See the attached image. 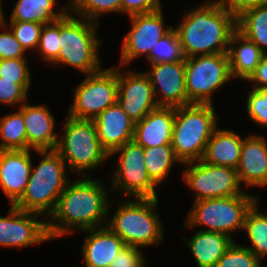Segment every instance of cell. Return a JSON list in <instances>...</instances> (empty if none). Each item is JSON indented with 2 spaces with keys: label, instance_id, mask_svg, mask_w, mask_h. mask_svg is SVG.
<instances>
[{
  "label": "cell",
  "instance_id": "cell-12",
  "mask_svg": "<svg viewBox=\"0 0 267 267\" xmlns=\"http://www.w3.org/2000/svg\"><path fill=\"white\" fill-rule=\"evenodd\" d=\"M185 165L188 166L183 173V180L195 192V201L244 193L235 168L216 166L203 160Z\"/></svg>",
  "mask_w": 267,
  "mask_h": 267
},
{
  "label": "cell",
  "instance_id": "cell-34",
  "mask_svg": "<svg viewBox=\"0 0 267 267\" xmlns=\"http://www.w3.org/2000/svg\"><path fill=\"white\" fill-rule=\"evenodd\" d=\"M234 241L215 267H261V260L256 257L246 246H241Z\"/></svg>",
  "mask_w": 267,
  "mask_h": 267
},
{
  "label": "cell",
  "instance_id": "cell-23",
  "mask_svg": "<svg viewBox=\"0 0 267 267\" xmlns=\"http://www.w3.org/2000/svg\"><path fill=\"white\" fill-rule=\"evenodd\" d=\"M243 139L232 130L216 128L206 145L202 160L216 166L237 168Z\"/></svg>",
  "mask_w": 267,
  "mask_h": 267
},
{
  "label": "cell",
  "instance_id": "cell-10",
  "mask_svg": "<svg viewBox=\"0 0 267 267\" xmlns=\"http://www.w3.org/2000/svg\"><path fill=\"white\" fill-rule=\"evenodd\" d=\"M85 77L73 90L74 99L67 114L71 118L93 120L117 102L118 68L101 69Z\"/></svg>",
  "mask_w": 267,
  "mask_h": 267
},
{
  "label": "cell",
  "instance_id": "cell-41",
  "mask_svg": "<svg viewBox=\"0 0 267 267\" xmlns=\"http://www.w3.org/2000/svg\"><path fill=\"white\" fill-rule=\"evenodd\" d=\"M160 0H122L121 13L133 16L159 10Z\"/></svg>",
  "mask_w": 267,
  "mask_h": 267
},
{
  "label": "cell",
  "instance_id": "cell-43",
  "mask_svg": "<svg viewBox=\"0 0 267 267\" xmlns=\"http://www.w3.org/2000/svg\"><path fill=\"white\" fill-rule=\"evenodd\" d=\"M247 81L254 84L252 89H267V55L262 58L255 72Z\"/></svg>",
  "mask_w": 267,
  "mask_h": 267
},
{
  "label": "cell",
  "instance_id": "cell-44",
  "mask_svg": "<svg viewBox=\"0 0 267 267\" xmlns=\"http://www.w3.org/2000/svg\"><path fill=\"white\" fill-rule=\"evenodd\" d=\"M4 19V14H3V11H2V3H1V0H0V20Z\"/></svg>",
  "mask_w": 267,
  "mask_h": 267
},
{
  "label": "cell",
  "instance_id": "cell-28",
  "mask_svg": "<svg viewBox=\"0 0 267 267\" xmlns=\"http://www.w3.org/2000/svg\"><path fill=\"white\" fill-rule=\"evenodd\" d=\"M144 162L151 180L158 186L164 181L172 165L180 161L175 156L171 144L144 148Z\"/></svg>",
  "mask_w": 267,
  "mask_h": 267
},
{
  "label": "cell",
  "instance_id": "cell-30",
  "mask_svg": "<svg viewBox=\"0 0 267 267\" xmlns=\"http://www.w3.org/2000/svg\"><path fill=\"white\" fill-rule=\"evenodd\" d=\"M0 150H27V134L21 110L0 119Z\"/></svg>",
  "mask_w": 267,
  "mask_h": 267
},
{
  "label": "cell",
  "instance_id": "cell-7",
  "mask_svg": "<svg viewBox=\"0 0 267 267\" xmlns=\"http://www.w3.org/2000/svg\"><path fill=\"white\" fill-rule=\"evenodd\" d=\"M65 121L64 135L59 138L56 151L71 173L86 177V170L102 165L109 155L100 144L93 120L67 116Z\"/></svg>",
  "mask_w": 267,
  "mask_h": 267
},
{
  "label": "cell",
  "instance_id": "cell-33",
  "mask_svg": "<svg viewBox=\"0 0 267 267\" xmlns=\"http://www.w3.org/2000/svg\"><path fill=\"white\" fill-rule=\"evenodd\" d=\"M60 19L49 24L43 25L40 34L39 45L37 48V53L41 59L47 61V63H52L58 65V53L60 50Z\"/></svg>",
  "mask_w": 267,
  "mask_h": 267
},
{
  "label": "cell",
  "instance_id": "cell-8",
  "mask_svg": "<svg viewBox=\"0 0 267 267\" xmlns=\"http://www.w3.org/2000/svg\"><path fill=\"white\" fill-rule=\"evenodd\" d=\"M258 196L243 194L194 201L185 227L205 226L204 231L218 232L231 236L232 232L243 229L247 212L257 202Z\"/></svg>",
  "mask_w": 267,
  "mask_h": 267
},
{
  "label": "cell",
  "instance_id": "cell-21",
  "mask_svg": "<svg viewBox=\"0 0 267 267\" xmlns=\"http://www.w3.org/2000/svg\"><path fill=\"white\" fill-rule=\"evenodd\" d=\"M175 107H158L135 123L133 140L143 148L171 144Z\"/></svg>",
  "mask_w": 267,
  "mask_h": 267
},
{
  "label": "cell",
  "instance_id": "cell-38",
  "mask_svg": "<svg viewBox=\"0 0 267 267\" xmlns=\"http://www.w3.org/2000/svg\"><path fill=\"white\" fill-rule=\"evenodd\" d=\"M6 19L0 20V27L4 32H0V60L25 58V50L15 38L12 30L7 26Z\"/></svg>",
  "mask_w": 267,
  "mask_h": 267
},
{
  "label": "cell",
  "instance_id": "cell-16",
  "mask_svg": "<svg viewBox=\"0 0 267 267\" xmlns=\"http://www.w3.org/2000/svg\"><path fill=\"white\" fill-rule=\"evenodd\" d=\"M150 65L151 70L145 73L150 78L158 106L177 108L188 105L185 85V59L172 63L162 62ZM157 91L161 92L159 94L162 97L157 95Z\"/></svg>",
  "mask_w": 267,
  "mask_h": 267
},
{
  "label": "cell",
  "instance_id": "cell-24",
  "mask_svg": "<svg viewBox=\"0 0 267 267\" xmlns=\"http://www.w3.org/2000/svg\"><path fill=\"white\" fill-rule=\"evenodd\" d=\"M236 44L239 46L236 47ZM264 56L263 51L238 30L232 34L229 42L228 57L233 78L248 80Z\"/></svg>",
  "mask_w": 267,
  "mask_h": 267
},
{
  "label": "cell",
  "instance_id": "cell-9",
  "mask_svg": "<svg viewBox=\"0 0 267 267\" xmlns=\"http://www.w3.org/2000/svg\"><path fill=\"white\" fill-rule=\"evenodd\" d=\"M232 78L228 53L185 58L189 104H213L212 93Z\"/></svg>",
  "mask_w": 267,
  "mask_h": 267
},
{
  "label": "cell",
  "instance_id": "cell-42",
  "mask_svg": "<svg viewBox=\"0 0 267 267\" xmlns=\"http://www.w3.org/2000/svg\"><path fill=\"white\" fill-rule=\"evenodd\" d=\"M221 7H224L234 16H239L246 9L266 3L267 0H215Z\"/></svg>",
  "mask_w": 267,
  "mask_h": 267
},
{
  "label": "cell",
  "instance_id": "cell-18",
  "mask_svg": "<svg viewBox=\"0 0 267 267\" xmlns=\"http://www.w3.org/2000/svg\"><path fill=\"white\" fill-rule=\"evenodd\" d=\"M102 148L110 155L134 138L135 123L116 102L93 119Z\"/></svg>",
  "mask_w": 267,
  "mask_h": 267
},
{
  "label": "cell",
  "instance_id": "cell-17",
  "mask_svg": "<svg viewBox=\"0 0 267 267\" xmlns=\"http://www.w3.org/2000/svg\"><path fill=\"white\" fill-rule=\"evenodd\" d=\"M31 149L0 150V186L10 205H14L24 194L30 178Z\"/></svg>",
  "mask_w": 267,
  "mask_h": 267
},
{
  "label": "cell",
  "instance_id": "cell-37",
  "mask_svg": "<svg viewBox=\"0 0 267 267\" xmlns=\"http://www.w3.org/2000/svg\"><path fill=\"white\" fill-rule=\"evenodd\" d=\"M246 110L255 124L267 127V89H252L247 97Z\"/></svg>",
  "mask_w": 267,
  "mask_h": 267
},
{
  "label": "cell",
  "instance_id": "cell-6",
  "mask_svg": "<svg viewBox=\"0 0 267 267\" xmlns=\"http://www.w3.org/2000/svg\"><path fill=\"white\" fill-rule=\"evenodd\" d=\"M98 23L67 13L60 19L58 65L75 67L84 74L100 71L98 56L102 41L97 37Z\"/></svg>",
  "mask_w": 267,
  "mask_h": 267
},
{
  "label": "cell",
  "instance_id": "cell-36",
  "mask_svg": "<svg viewBox=\"0 0 267 267\" xmlns=\"http://www.w3.org/2000/svg\"><path fill=\"white\" fill-rule=\"evenodd\" d=\"M30 84L31 80H1L0 77V104L20 107L27 101Z\"/></svg>",
  "mask_w": 267,
  "mask_h": 267
},
{
  "label": "cell",
  "instance_id": "cell-39",
  "mask_svg": "<svg viewBox=\"0 0 267 267\" xmlns=\"http://www.w3.org/2000/svg\"><path fill=\"white\" fill-rule=\"evenodd\" d=\"M26 58L1 59V80H31Z\"/></svg>",
  "mask_w": 267,
  "mask_h": 267
},
{
  "label": "cell",
  "instance_id": "cell-2",
  "mask_svg": "<svg viewBox=\"0 0 267 267\" xmlns=\"http://www.w3.org/2000/svg\"><path fill=\"white\" fill-rule=\"evenodd\" d=\"M174 28L185 58L228 53L232 34L237 30V17L215 0L205 1L189 10Z\"/></svg>",
  "mask_w": 267,
  "mask_h": 267
},
{
  "label": "cell",
  "instance_id": "cell-27",
  "mask_svg": "<svg viewBox=\"0 0 267 267\" xmlns=\"http://www.w3.org/2000/svg\"><path fill=\"white\" fill-rule=\"evenodd\" d=\"M237 30L267 55V2L246 9L237 16Z\"/></svg>",
  "mask_w": 267,
  "mask_h": 267
},
{
  "label": "cell",
  "instance_id": "cell-31",
  "mask_svg": "<svg viewBox=\"0 0 267 267\" xmlns=\"http://www.w3.org/2000/svg\"><path fill=\"white\" fill-rule=\"evenodd\" d=\"M122 0H70L69 14L99 23L97 20L104 13H121Z\"/></svg>",
  "mask_w": 267,
  "mask_h": 267
},
{
  "label": "cell",
  "instance_id": "cell-19",
  "mask_svg": "<svg viewBox=\"0 0 267 267\" xmlns=\"http://www.w3.org/2000/svg\"><path fill=\"white\" fill-rule=\"evenodd\" d=\"M19 109L23 113L27 134V149L35 151L56 150L58 135L55 134V117L45 105L23 103Z\"/></svg>",
  "mask_w": 267,
  "mask_h": 267
},
{
  "label": "cell",
  "instance_id": "cell-26",
  "mask_svg": "<svg viewBox=\"0 0 267 267\" xmlns=\"http://www.w3.org/2000/svg\"><path fill=\"white\" fill-rule=\"evenodd\" d=\"M57 0H18L11 13L10 21H30L43 25L53 23L68 13V7L62 6L56 12Z\"/></svg>",
  "mask_w": 267,
  "mask_h": 267
},
{
  "label": "cell",
  "instance_id": "cell-32",
  "mask_svg": "<svg viewBox=\"0 0 267 267\" xmlns=\"http://www.w3.org/2000/svg\"><path fill=\"white\" fill-rule=\"evenodd\" d=\"M146 59H148L150 64L162 62L172 63L185 59L177 32L174 28L156 43Z\"/></svg>",
  "mask_w": 267,
  "mask_h": 267
},
{
  "label": "cell",
  "instance_id": "cell-4",
  "mask_svg": "<svg viewBox=\"0 0 267 267\" xmlns=\"http://www.w3.org/2000/svg\"><path fill=\"white\" fill-rule=\"evenodd\" d=\"M213 104H189L176 108L171 145L181 164L202 160L207 142L217 128Z\"/></svg>",
  "mask_w": 267,
  "mask_h": 267
},
{
  "label": "cell",
  "instance_id": "cell-14",
  "mask_svg": "<svg viewBox=\"0 0 267 267\" xmlns=\"http://www.w3.org/2000/svg\"><path fill=\"white\" fill-rule=\"evenodd\" d=\"M10 208L7 216L0 217V246L22 248L50 239L47 221L37 220L42 215Z\"/></svg>",
  "mask_w": 267,
  "mask_h": 267
},
{
  "label": "cell",
  "instance_id": "cell-5",
  "mask_svg": "<svg viewBox=\"0 0 267 267\" xmlns=\"http://www.w3.org/2000/svg\"><path fill=\"white\" fill-rule=\"evenodd\" d=\"M121 203L107 226L127 246L148 247L162 242L163 226L156 213L158 198H135ZM156 207V208H155Z\"/></svg>",
  "mask_w": 267,
  "mask_h": 267
},
{
  "label": "cell",
  "instance_id": "cell-11",
  "mask_svg": "<svg viewBox=\"0 0 267 267\" xmlns=\"http://www.w3.org/2000/svg\"><path fill=\"white\" fill-rule=\"evenodd\" d=\"M118 153V166L112 175V190H119L122 195L135 198H158L156 187L149 177L145 162L144 148L134 140L115 149L109 158Z\"/></svg>",
  "mask_w": 267,
  "mask_h": 267
},
{
  "label": "cell",
  "instance_id": "cell-3",
  "mask_svg": "<svg viewBox=\"0 0 267 267\" xmlns=\"http://www.w3.org/2000/svg\"><path fill=\"white\" fill-rule=\"evenodd\" d=\"M43 156L40 164L33 167L24 194L14 204L27 212L44 215L43 220L54 212L59 196L70 180L66 163L56 150L35 151Z\"/></svg>",
  "mask_w": 267,
  "mask_h": 267
},
{
  "label": "cell",
  "instance_id": "cell-20",
  "mask_svg": "<svg viewBox=\"0 0 267 267\" xmlns=\"http://www.w3.org/2000/svg\"><path fill=\"white\" fill-rule=\"evenodd\" d=\"M240 184L247 187L267 185V143L264 136L243 138L240 161L236 168Z\"/></svg>",
  "mask_w": 267,
  "mask_h": 267
},
{
  "label": "cell",
  "instance_id": "cell-35",
  "mask_svg": "<svg viewBox=\"0 0 267 267\" xmlns=\"http://www.w3.org/2000/svg\"><path fill=\"white\" fill-rule=\"evenodd\" d=\"M9 28L25 50H37L43 24L30 21H9Z\"/></svg>",
  "mask_w": 267,
  "mask_h": 267
},
{
  "label": "cell",
  "instance_id": "cell-22",
  "mask_svg": "<svg viewBox=\"0 0 267 267\" xmlns=\"http://www.w3.org/2000/svg\"><path fill=\"white\" fill-rule=\"evenodd\" d=\"M83 231L88 233L82 249L86 267H110L112 260L126 246L108 226Z\"/></svg>",
  "mask_w": 267,
  "mask_h": 267
},
{
  "label": "cell",
  "instance_id": "cell-29",
  "mask_svg": "<svg viewBox=\"0 0 267 267\" xmlns=\"http://www.w3.org/2000/svg\"><path fill=\"white\" fill-rule=\"evenodd\" d=\"M256 202L247 212L243 230L247 232L252 247H247L256 257L263 261L267 257V214L259 212Z\"/></svg>",
  "mask_w": 267,
  "mask_h": 267
},
{
  "label": "cell",
  "instance_id": "cell-40",
  "mask_svg": "<svg viewBox=\"0 0 267 267\" xmlns=\"http://www.w3.org/2000/svg\"><path fill=\"white\" fill-rule=\"evenodd\" d=\"M139 247L125 246L112 260L110 267H145L143 253Z\"/></svg>",
  "mask_w": 267,
  "mask_h": 267
},
{
  "label": "cell",
  "instance_id": "cell-13",
  "mask_svg": "<svg viewBox=\"0 0 267 267\" xmlns=\"http://www.w3.org/2000/svg\"><path fill=\"white\" fill-rule=\"evenodd\" d=\"M129 18L132 28L124 37L121 47V66L130 64L138 56L148 57L156 43L173 28L165 27L162 8Z\"/></svg>",
  "mask_w": 267,
  "mask_h": 267
},
{
  "label": "cell",
  "instance_id": "cell-1",
  "mask_svg": "<svg viewBox=\"0 0 267 267\" xmlns=\"http://www.w3.org/2000/svg\"><path fill=\"white\" fill-rule=\"evenodd\" d=\"M81 178L68 182L54 212L47 219L50 239L72 233L75 228L87 230L107 226L109 209L113 205L107 197L108 190L90 175Z\"/></svg>",
  "mask_w": 267,
  "mask_h": 267
},
{
  "label": "cell",
  "instance_id": "cell-25",
  "mask_svg": "<svg viewBox=\"0 0 267 267\" xmlns=\"http://www.w3.org/2000/svg\"><path fill=\"white\" fill-rule=\"evenodd\" d=\"M183 238L198 267H215L234 239L218 232L200 230L188 241Z\"/></svg>",
  "mask_w": 267,
  "mask_h": 267
},
{
  "label": "cell",
  "instance_id": "cell-15",
  "mask_svg": "<svg viewBox=\"0 0 267 267\" xmlns=\"http://www.w3.org/2000/svg\"><path fill=\"white\" fill-rule=\"evenodd\" d=\"M118 69L117 103L134 122L141 121L158 108L150 78L145 72H120Z\"/></svg>",
  "mask_w": 267,
  "mask_h": 267
}]
</instances>
